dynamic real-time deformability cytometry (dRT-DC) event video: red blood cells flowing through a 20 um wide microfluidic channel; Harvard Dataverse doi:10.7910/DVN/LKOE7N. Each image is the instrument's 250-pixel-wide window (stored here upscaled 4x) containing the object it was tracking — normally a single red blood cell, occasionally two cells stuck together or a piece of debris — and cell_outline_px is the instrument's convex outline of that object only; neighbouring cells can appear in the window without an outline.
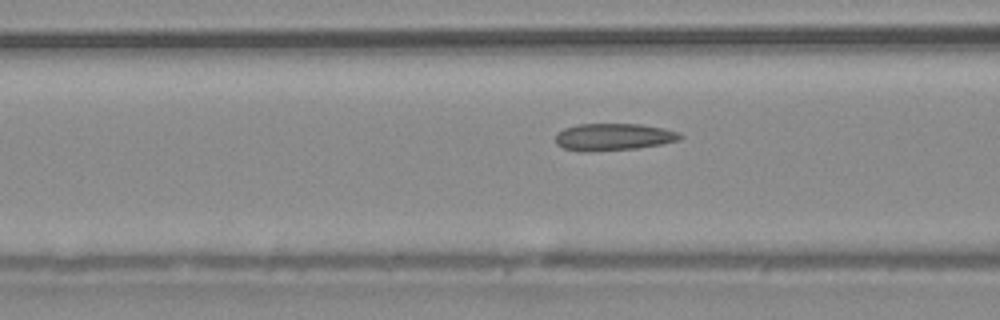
{"species": "common noctule bat (a hibernating species)", "species_latin": "Nyctalus noctula", "temperature_condition": "warm", "stored_images_in_passage": 45, "camera_frame_rate_fps": 3000, "um_per_image_px": 0.085, "animal": {"sex": "male", "body_mass_g": 20.4}, "frame": {"image": 1, "passage_image": 20, "time_ms": 6.333, "image_size_px": [1000, 320], "cell_outline_px": [[684, 136], [680, 140], [660, 144], [636, 148], [584, 152], [580, 152], [564, 148], [556, 144], [556, 132], [564, 128], [576, 124], [640, 124], [664, 128], [680, 132]], "centroid_in_image_um": [52.13, 11.63], "position_along_channel_um": 114.5, "area_um2": 19.83}}
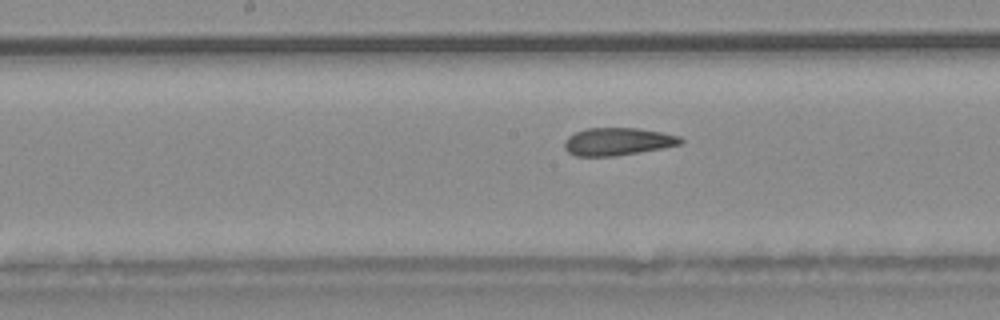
{"frame": {"image": 2, "passage_image": 26, "time_ms": 8.333, "image_size_px": [1000, 320], "cell_outline_px": [[684, 140], [680, 144], [660, 148], [612, 156], [576, 156], [568, 152], [564, 148], [564, 140], [568, 136], [576, 132], [588, 128], [636, 128], [660, 132], [680, 136]], "centroid_in_image_um": [52.45, 12.02], "position_along_channel_um": 195.7, "area_um2": 18.44}}
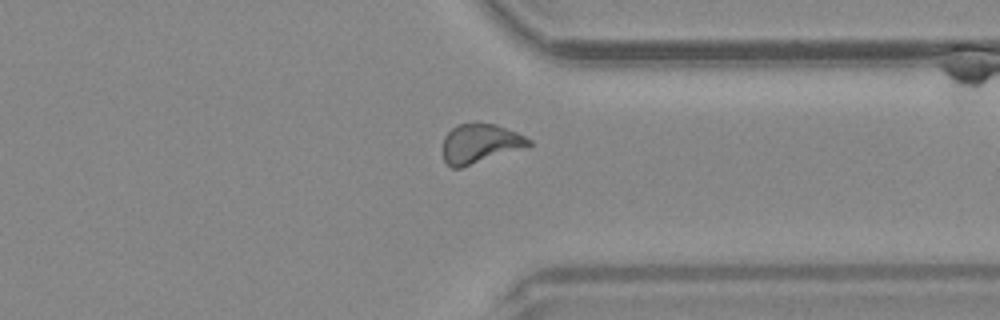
{"frame": {"image": 3, "passage_image": 39, "time_ms": 12.667, "image_size_px": [1000, 320], "cell_outline_px": [[532, 144], [528, 148], [460, 168], [452, 168], [444, 160], [444, 136], [456, 124], [496, 124], [516, 132], [532, 140]], "centroid_in_image_um": [40.85, 12.22], "position_along_channel_um": 370.5, "area_um2": 19.71}}